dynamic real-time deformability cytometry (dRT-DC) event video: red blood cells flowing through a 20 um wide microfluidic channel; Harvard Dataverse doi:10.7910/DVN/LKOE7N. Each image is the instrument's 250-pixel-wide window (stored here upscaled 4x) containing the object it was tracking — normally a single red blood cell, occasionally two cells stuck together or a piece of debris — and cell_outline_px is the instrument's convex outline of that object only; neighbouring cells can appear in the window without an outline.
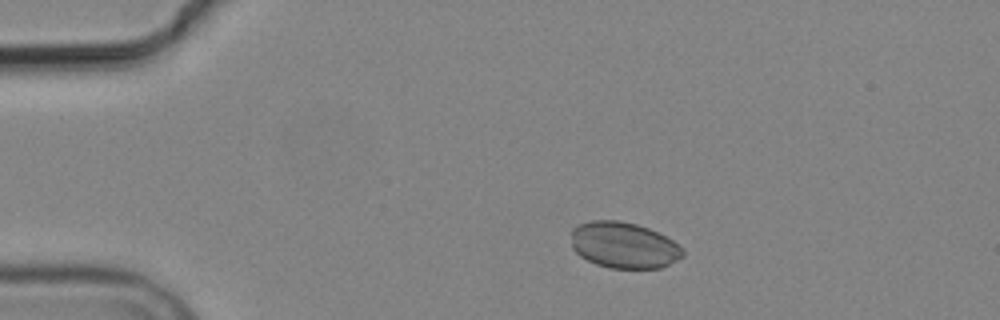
{"species": "common noctule bat (a hibernating species)", "species_latin": "Nyctalus noctula", "temperature_condition": "cold", "stored_images_in_passage": 4, "camera_frame_rate_fps": 3000, "um_per_image_px": 0.085, "animal": {"sex": "male", "body_mass_g": 19.2, "forearm_length_mm": 51.8}, "frame": {"image": 1, "passage_image": 2, "time_ms": 2.0, "image_size_px": [1000, 320], "cell_outline_px": [[684, 256], [660, 268], [608, 268], [596, 264], [580, 256], [572, 248], [572, 228], [580, 224], [592, 220], [620, 220], [636, 224], [648, 228], [672, 240], [684, 248]], "centroid_in_image_um": [53.02, 20.84], "position_along_channel_um": 32.0, "area_um2": 30.0}}